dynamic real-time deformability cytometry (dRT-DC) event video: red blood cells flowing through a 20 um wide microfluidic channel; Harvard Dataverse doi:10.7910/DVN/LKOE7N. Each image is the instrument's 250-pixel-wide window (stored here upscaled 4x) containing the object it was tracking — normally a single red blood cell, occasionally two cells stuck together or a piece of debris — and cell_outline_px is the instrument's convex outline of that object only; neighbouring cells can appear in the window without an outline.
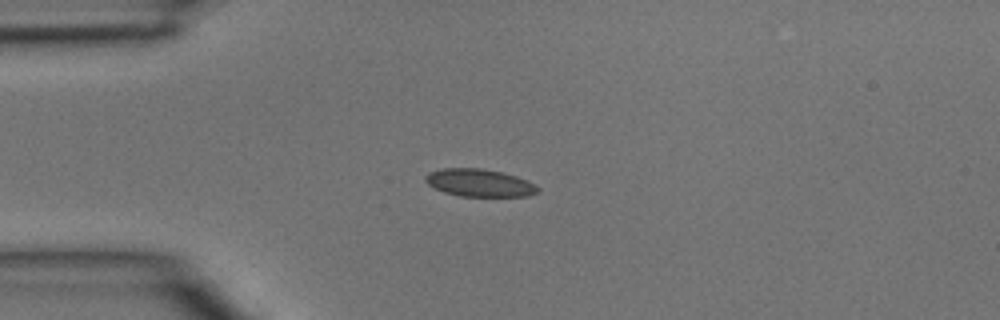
{"species": "common noctule bat (a hibernating species)", "species_latin": "Nyctalus noctula", "temperature_condition": "room temperature", "stored_images_in_passage": 35, "camera_frame_rate_fps": 3000, "um_per_image_px": 0.085, "animal": {"sex": "male", "body_mass_g": 15.6}, "frame": {"image": 1, "passage_image": 1, "time_ms": 0.0, "image_size_px": [1000, 320], "cell_outline_px": [[540, 192], [528, 196], [460, 196], [444, 192], [428, 184], [424, 180], [424, 176], [428, 172], [444, 168], [480, 168], [500, 172], [516, 176], [528, 180], [536, 184], [540, 188]], "centroid_in_image_um": [40.78, 15.54], "position_along_channel_um": 44.2, "area_um2": 18.15}}
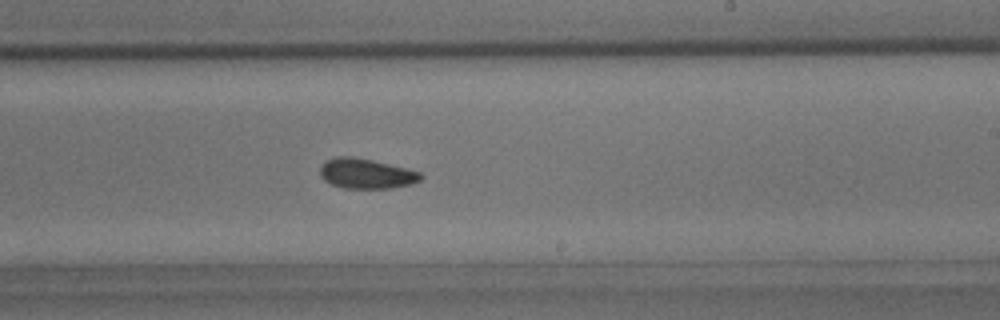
{"frame": {"image": 2, "passage_image": 17, "time_ms": 5.333, "image_size_px": [1000, 320], "cell_outline_px": [[424, 176], [420, 180], [412, 184], [392, 188], [344, 188], [332, 184], [324, 180], [320, 176], [320, 168], [328, 160], [336, 156], [352, 156], [372, 160], [408, 168], [420, 172]], "centroid_in_image_um": [31.16, 14.76], "position_along_channel_um": 257.8, "area_um2": 17.63}}
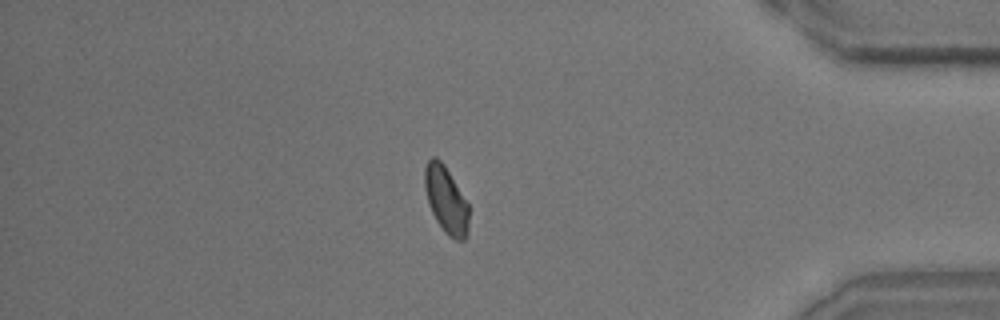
{"frame": {"image": 3, "passage_image": 29, "time_ms": 9.333, "image_size_px": [1000, 320], "cell_outline_px": [[468, 232], [464, 240], [456, 240], [448, 236], [444, 232], [436, 220], [428, 204], [424, 188], [424, 168], [428, 160], [432, 156], [436, 156], [444, 164], [468, 204]], "centroid_in_image_um": [37.89, 16.98], "position_along_channel_um": 397.3, "area_um2": 17.22}}